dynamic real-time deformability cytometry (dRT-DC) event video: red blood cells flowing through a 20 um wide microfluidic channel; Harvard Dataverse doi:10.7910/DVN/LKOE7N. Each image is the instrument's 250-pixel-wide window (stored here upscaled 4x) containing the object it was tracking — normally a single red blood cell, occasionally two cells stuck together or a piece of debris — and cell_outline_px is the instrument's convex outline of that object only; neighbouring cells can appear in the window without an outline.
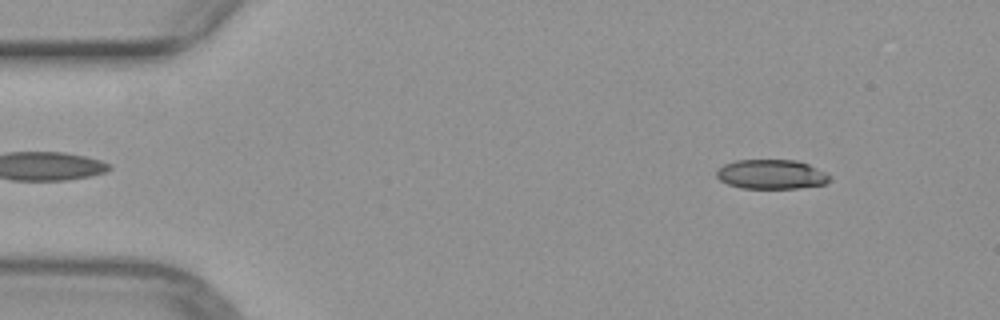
{"species": "common noctule bat (a hibernating species)", "species_latin": "Nyctalus noctula", "temperature_condition": "warm", "stored_images_in_passage": 47, "camera_frame_rate_fps": 3000, "um_per_image_px": 0.085, "animal": {"sex": "female", "body_mass_g": 29.2, "forearm_length_mm": 56.3}, "frame": {"image": 1, "passage_image": 2, "time_ms": 0.333, "image_size_px": [1000, 320], "cell_outline_px": [[832, 176], [824, 184], [796, 188], [740, 188], [728, 184], [720, 180], [716, 176], [716, 172], [724, 164], [736, 160], [796, 160], [808, 164]], "centroid_in_image_um": [65.54, 14.81], "position_along_channel_um": 19.5, "area_um2": 19.25}}
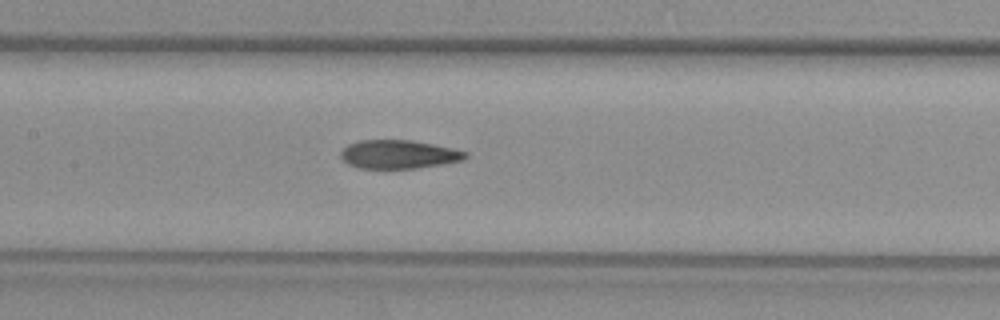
{"frame": {"image": 2, "passage_image": 20, "time_ms": 6.333, "image_size_px": [1000, 320], "cell_outline_px": [[468, 156], [464, 160], [444, 164], [416, 168], [356, 168], [348, 164], [340, 156], [340, 152], [348, 144], [360, 140], [408, 140], [432, 144], [452, 148], [468, 152]], "centroid_in_image_um": [33.89, 13.12], "position_along_channel_um": 173.5, "area_um2": 20.75}}
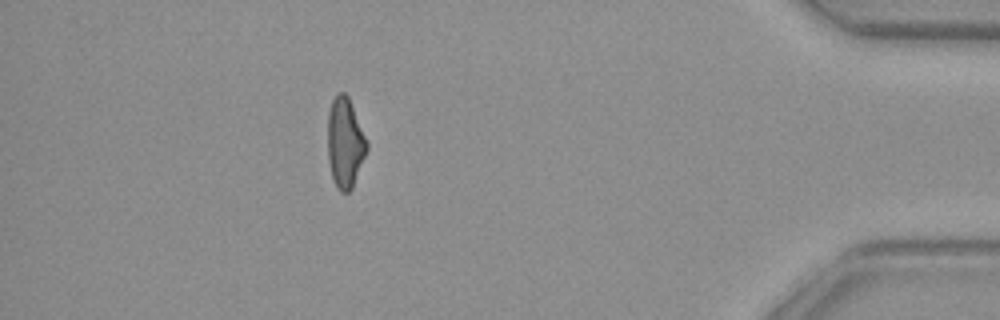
{"frame": {"image": 3, "passage_image": 41, "time_ms": 13.333, "image_size_px": [1000, 320], "cell_outline_px": [[368, 148], [352, 188], [348, 192], [340, 192], [336, 188], [332, 176], [328, 160], [328, 112], [332, 100], [336, 92], [344, 92], [348, 96], [368, 144]], "centroid_in_image_um": [29.31, 12.13], "position_along_channel_um": 405.9, "area_um2": 20.4}}